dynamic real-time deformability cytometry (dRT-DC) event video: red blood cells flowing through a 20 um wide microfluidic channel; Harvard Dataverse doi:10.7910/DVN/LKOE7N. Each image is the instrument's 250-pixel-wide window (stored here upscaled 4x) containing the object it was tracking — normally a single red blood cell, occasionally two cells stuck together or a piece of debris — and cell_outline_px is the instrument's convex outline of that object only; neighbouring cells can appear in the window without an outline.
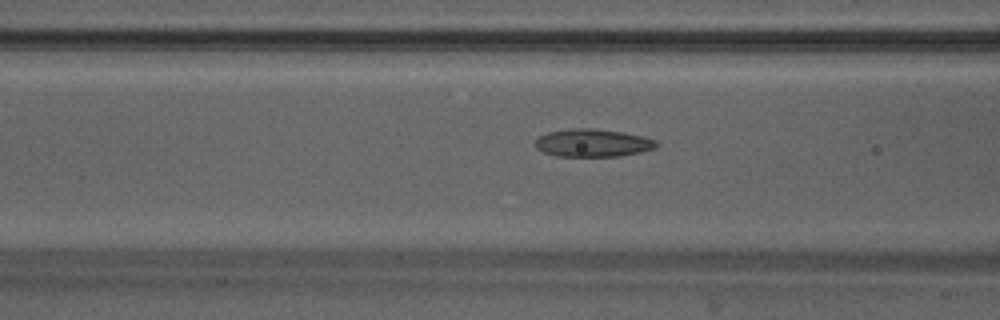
{"species": "Egyptian fruit bat (a non-hibernating species)", "species_latin": "Rousettus aegyptiacus", "temperature_condition": "warm", "stored_images_in_passage": 36, "camera_frame_rate_fps": 3000, "um_per_image_px": 0.085, "animal": {"sex": "male"}, "frame": {"image": 1, "passage_image": 7, "time_ms": 2.0, "image_size_px": [1000, 320], "cell_outline_px": [[660, 144], [656, 148], [640, 152], [620, 156], [556, 156], [544, 152], [536, 148], [536, 140], [540, 136], [548, 132], [568, 128], [592, 128], [624, 132], [656, 140]], "centroid_in_image_um": [50.4, 12.14], "position_along_channel_um": 116.2, "area_um2": 19.65}}
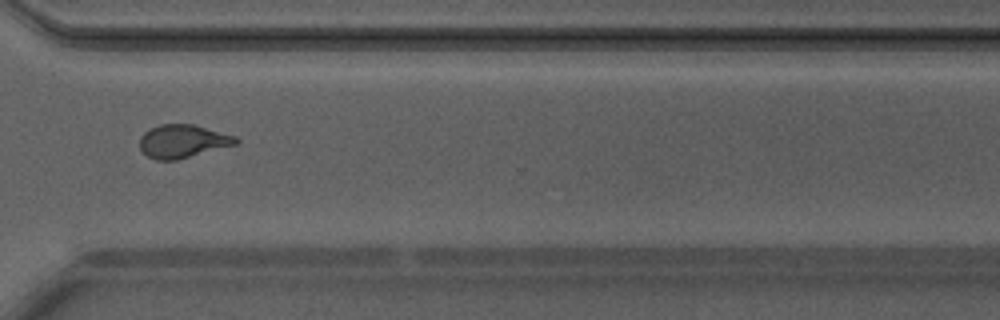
{"frame": {"image": 2, "passage_image": 24, "time_ms": 7.667, "image_size_px": [1000, 320], "cell_outline_px": [[240, 140], [236, 144], [176, 160], [156, 160], [148, 156], [140, 148], [140, 136], [144, 132], [160, 124], [196, 124], [236, 136]], "centroid_in_image_um": [15.54, 11.99], "position_along_channel_um": 355.1, "area_um2": 18.55}}
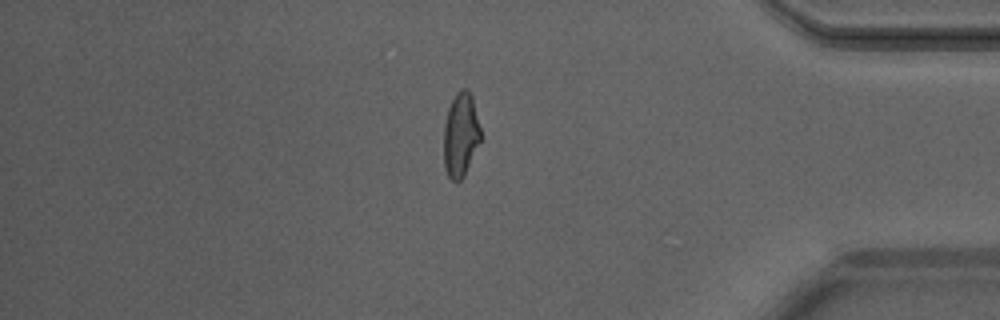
{"frame": {"image": 3, "passage_image": 29, "time_ms": 9.333, "image_size_px": [1000, 320], "cell_outline_px": [[480, 140], [464, 176], [460, 180], [452, 180], [448, 176], [444, 164], [444, 124], [448, 108], [456, 92], [460, 88], [468, 88], [472, 96], [480, 128]], "centroid_in_image_um": [39.15, 11.42], "position_along_channel_um": 396.1, "area_um2": 17.92}, "authors_computed_cell_mechanics": {"area_um2": 18.5249, "velocity_mm_per_s": 4.2105, "shape_relaxation_time_tau1_ms": 4.4365, "shape_relaxation_time_tau2_ms": 1.2554, "deformation_change_tau1": 0.1911, "deformation_change_tau2": 0.0989}}